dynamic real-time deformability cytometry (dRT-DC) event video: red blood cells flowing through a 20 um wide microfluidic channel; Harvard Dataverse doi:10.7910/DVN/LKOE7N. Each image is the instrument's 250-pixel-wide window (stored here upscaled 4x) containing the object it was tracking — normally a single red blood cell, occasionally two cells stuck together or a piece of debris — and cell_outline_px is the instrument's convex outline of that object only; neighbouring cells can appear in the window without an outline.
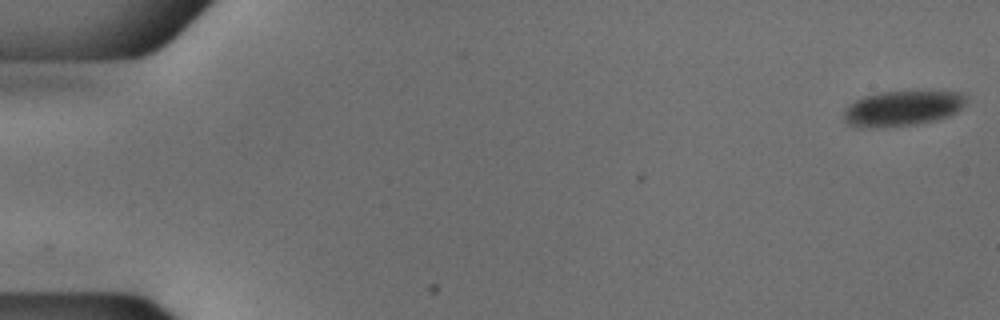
{"species": "common noctule bat (a hibernating species)", "species_latin": "Nyctalus noctula", "temperature_condition": "cold", "stored_images_in_passage": 53, "camera_frame_rate_fps": 3000, "um_per_image_px": 0.085, "animal": {"sex": "male", "body_mass_g": 18.8}, "frame": {"image": 1, "passage_image": 1, "time_ms": 0.0, "image_size_px": [1000, 320], "cell_outline_px": [[968, 100], [956, 112], [948, 116], [936, 120], [916, 124], [848, 124], [844, 120], [844, 108], [848, 104], [864, 96], [880, 92], [916, 88], [960, 92], [968, 96]], "centroid_in_image_um": [76.84, 9.08], "position_along_channel_um": 8.2, "area_um2": 25.14}}
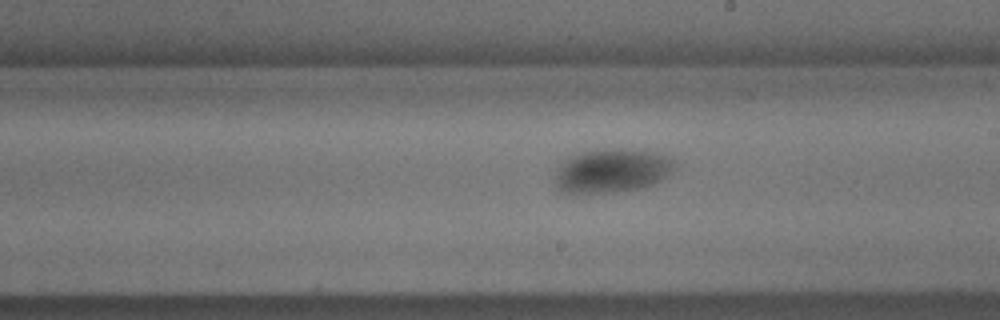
{"frame": {"image": 2, "passage_image": 31, "time_ms": 10.0, "image_size_px": [1000, 320], "cell_outline_px": [[676, 168], [668, 176], [644, 188], [616, 192], [560, 192], [556, 188], [556, 176], [560, 164], [572, 156], [580, 152], [596, 148], [624, 148], [652, 152], [668, 156], [676, 160]], "centroid_in_image_um": [52.07, 14.49], "position_along_channel_um": 236.9, "area_um2": 30.87}}
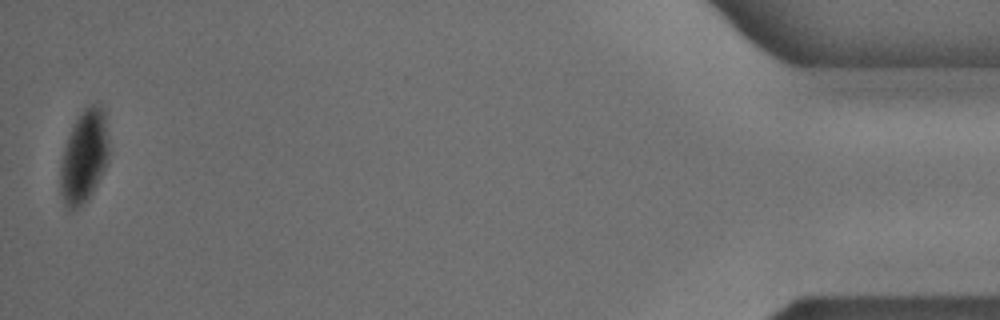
{"frame": {"image": 3, "passage_image": 53, "time_ms": 17.333, "image_size_px": [1000, 320], "cell_outline_px": [[112, 152], [108, 164], [104, 172], [88, 200], [84, 204], [68, 212], [64, 204], [60, 192], [60, 160], [68, 136], [80, 112], [84, 108], [92, 104], [100, 104], [104, 108]], "centroid_in_image_um": [7.19, 13.32], "position_along_channel_um": 428.0, "area_um2": 27.34}, "authors_computed_cell_mechanics": {"area_um2": 28.6688, "velocity_mm_per_s": 3.7658, "shape_relaxation_time_tau1_ms": 6.8395, "shape_relaxation_time_tau2_ms": null, "deformation_change_tau1": 0.0873, "deformation_change_tau2": null}}